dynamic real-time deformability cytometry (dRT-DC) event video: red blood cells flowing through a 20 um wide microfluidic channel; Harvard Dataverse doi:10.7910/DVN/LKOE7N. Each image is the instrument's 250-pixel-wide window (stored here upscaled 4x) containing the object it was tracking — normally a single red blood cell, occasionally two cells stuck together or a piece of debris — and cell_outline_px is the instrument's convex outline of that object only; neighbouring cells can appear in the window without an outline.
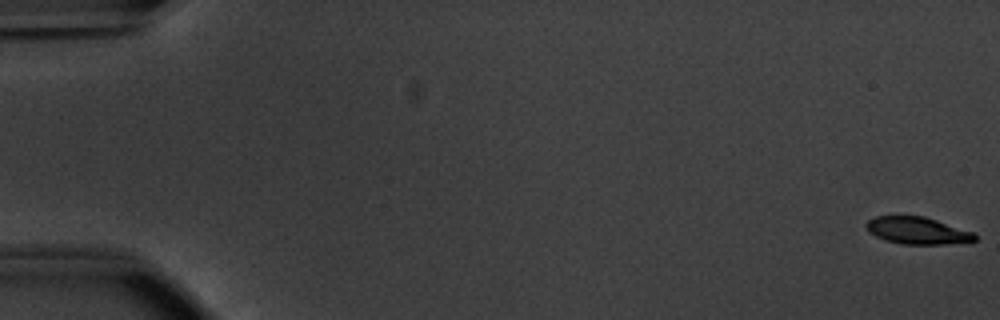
{"species": "common noctule bat (a hibernating species)", "species_latin": "Nyctalus noctula", "temperature_condition": "warm", "stored_images_in_passage": 54, "camera_frame_rate_fps": 3000, "um_per_image_px": 0.085, "animal": {"sex": "male", "body_mass_g": 20.1, "forearm_length_mm": 53.5}, "frame": {"image": 1, "passage_image": 1, "time_ms": 0.0, "image_size_px": [1000, 320], "cell_outline_px": [[976, 240], [944, 244], [904, 244], [884, 240], [868, 232], [864, 228], [864, 224], [868, 220], [876, 216], [924, 216], [972, 232], [976, 236]], "centroid_in_image_um": [77.89, 19.59], "position_along_channel_um": 7.1, "area_um2": 16.99}}
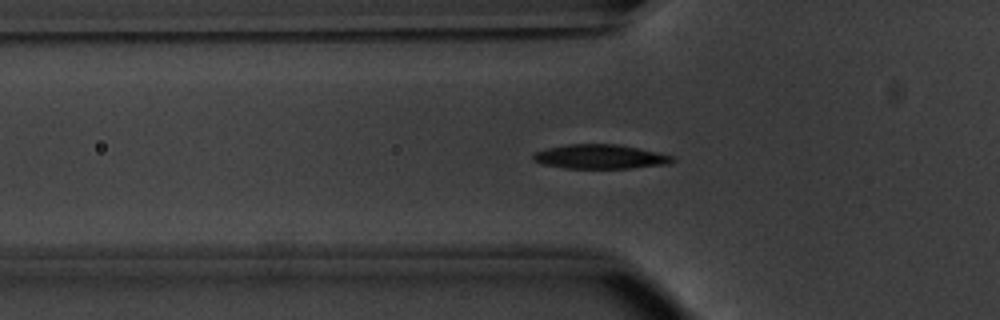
{"frame": {"image": 2, "passage_image": 19, "time_ms": 6.0, "image_size_px": [1000, 320], "cell_outline_px": [[676, 160], [668, 164], [632, 168], [564, 168], [544, 164], [532, 160], [532, 156], [536, 152], [548, 148], [568, 144], [616, 144], [676, 156]], "centroid_in_image_um": [51.04, 13.32], "position_along_channel_um": 74.8, "area_um2": 19.59}}
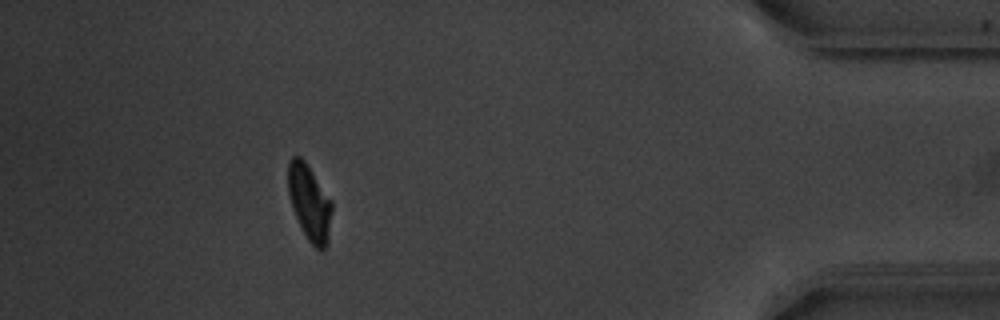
{"frame": {"image": 3, "passage_image": 49, "time_ms": 16.0, "image_size_px": [1000, 320], "cell_outline_px": [[332, 208], [328, 244], [324, 248], [316, 248], [308, 240], [296, 216], [288, 192], [288, 160], [292, 156], [300, 156], [304, 160], [332, 200]], "centroid_in_image_um": [26.32, 17.19], "position_along_channel_um": 408.9, "area_um2": 19.07}, "authors_computed_cell_mechanics": {"area_um2": 19.363, "velocity_mm_per_s": 3.8177, "shape_relaxation_time_tau1_ms": 2.2287, "shape_relaxation_time_tau2_ms": 3.9151, "deformation_change_tau1": 0.1501, "deformation_change_tau2": 0.0438}}